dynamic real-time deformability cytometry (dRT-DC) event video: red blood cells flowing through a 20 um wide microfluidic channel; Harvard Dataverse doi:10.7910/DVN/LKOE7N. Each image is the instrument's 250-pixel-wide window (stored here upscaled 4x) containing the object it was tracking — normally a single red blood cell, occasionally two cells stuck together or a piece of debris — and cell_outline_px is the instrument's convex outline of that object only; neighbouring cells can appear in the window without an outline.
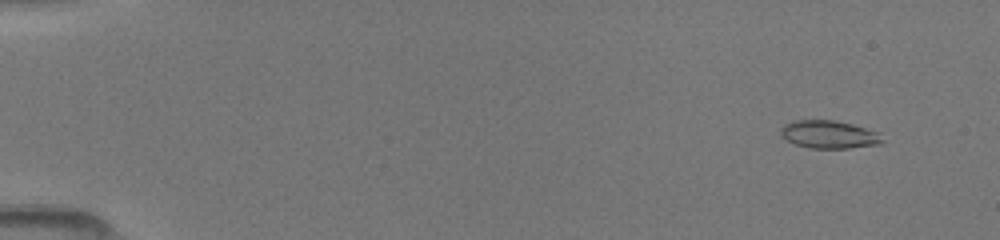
{"species": "common noctule bat (a hibernating species)", "species_latin": "Nyctalus noctula", "temperature_condition": "room temperature", "stored_images_in_passage": 6, "camera_frame_rate_fps": 3000, "um_per_image_px": 0.085, "animal": {"sex": "female", "body_mass_g": 19.5, "forearm_length_mm": 54.1}, "frame": {"image": 1, "passage_image": 2, "time_ms": 0.667, "image_size_px": [1000, 240], "cell_outline_px": [[884, 140], [880, 144], [848, 148], [812, 148], [796, 144], [780, 136], [780, 128], [784, 124], [792, 120], [832, 120], [852, 124], [880, 132]], "centroid_in_image_um": [70.47, 11.42], "position_along_channel_um": 14.5, "area_um2": 16.59}}
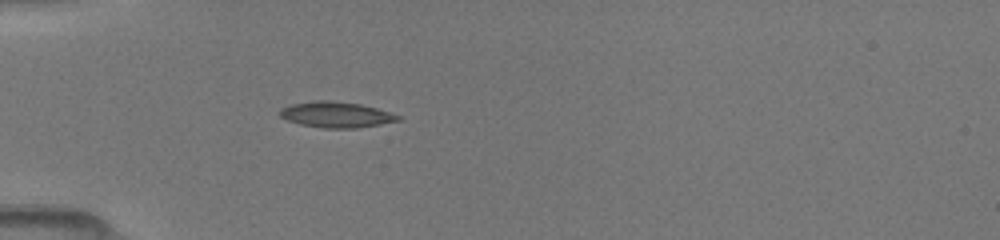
{"frame": {"image": 2, "passage_image": 6, "time_ms": 4.667, "image_size_px": [1000, 240], "cell_outline_px": [[400, 120], [380, 124], [356, 128], [324, 128], [300, 124], [288, 120], [280, 116], [280, 108], [292, 104], [312, 100], [328, 100], [360, 104], [376, 108], [400, 116]], "centroid_in_image_um": [28.54, 9.74], "position_along_channel_um": 56.5, "area_um2": 17.57}}